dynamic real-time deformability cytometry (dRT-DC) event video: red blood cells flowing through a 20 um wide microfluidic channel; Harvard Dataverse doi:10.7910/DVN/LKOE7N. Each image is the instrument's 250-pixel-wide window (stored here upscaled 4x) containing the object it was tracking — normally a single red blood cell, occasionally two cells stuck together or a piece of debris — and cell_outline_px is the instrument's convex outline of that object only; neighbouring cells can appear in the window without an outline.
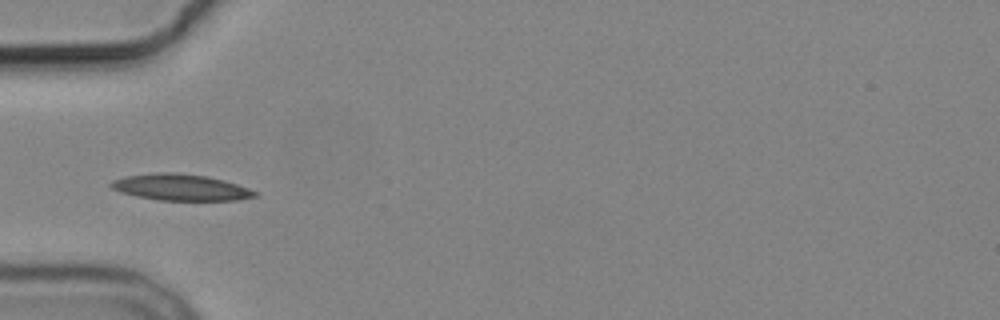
{"species": "common noctule bat (a hibernating species)", "species_latin": "Nyctalus noctula", "temperature_condition": "cold", "stored_images_in_passage": 7, "camera_frame_rate_fps": 3000, "um_per_image_px": 0.085, "animal": {"sex": "male", "body_mass_g": 19.2, "forearm_length_mm": 51.8}, "frame": {"image": 1, "passage_image": 5, "time_ms": 4.667, "image_size_px": [1000, 320], "cell_outline_px": [[260, 192], [256, 196], [236, 200], [160, 200], [136, 196], [120, 192], [112, 188], [108, 184], [112, 180], [124, 176], [156, 172], [176, 172], [208, 176], [224, 180]], "centroid_in_image_um": [15.34, 15.91], "position_along_channel_um": 69.7, "area_um2": 22.2}}
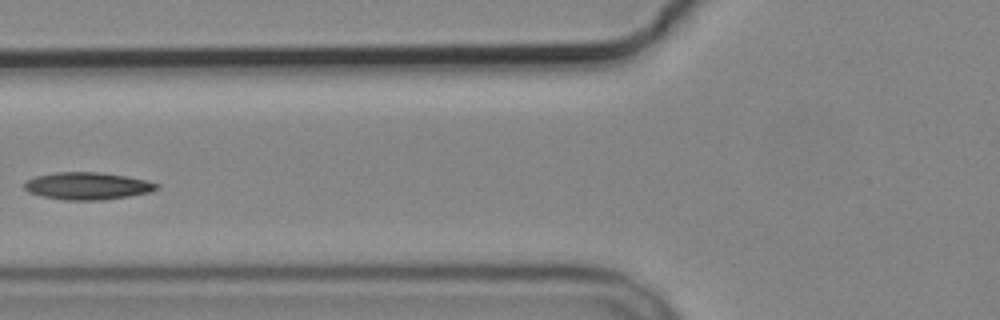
{"frame": {"image": 2, "passage_image": 6, "time_ms": 6.0, "image_size_px": [1000, 320], "cell_outline_px": [[160, 188], [148, 192], [128, 196], [100, 200], [64, 200], [40, 196], [28, 192], [24, 188], [24, 184], [28, 180], [36, 176], [56, 172], [100, 172], [148, 180], [160, 184]], "centroid_in_image_um": [7.43, 15.8], "position_along_channel_um": 118.4, "area_um2": 21.04}}
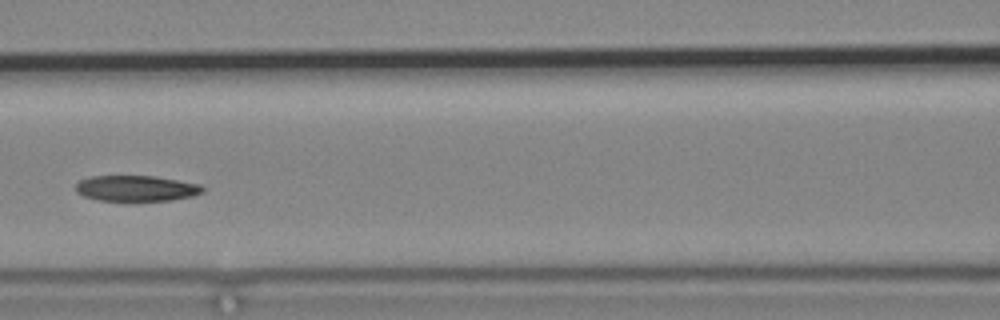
{"frame": {"image": 3, "passage_image": 7, "time_ms": 7.0, "image_size_px": [1000, 320], "cell_outline_px": [[204, 192], [192, 196], [168, 200], [132, 204], [100, 200], [84, 196], [76, 192], [76, 184], [80, 180], [92, 176], [156, 176], [200, 184], [204, 188]], "centroid_in_image_um": [11.58, 16.05], "position_along_channel_um": 155.0, "area_um2": 19.83}}